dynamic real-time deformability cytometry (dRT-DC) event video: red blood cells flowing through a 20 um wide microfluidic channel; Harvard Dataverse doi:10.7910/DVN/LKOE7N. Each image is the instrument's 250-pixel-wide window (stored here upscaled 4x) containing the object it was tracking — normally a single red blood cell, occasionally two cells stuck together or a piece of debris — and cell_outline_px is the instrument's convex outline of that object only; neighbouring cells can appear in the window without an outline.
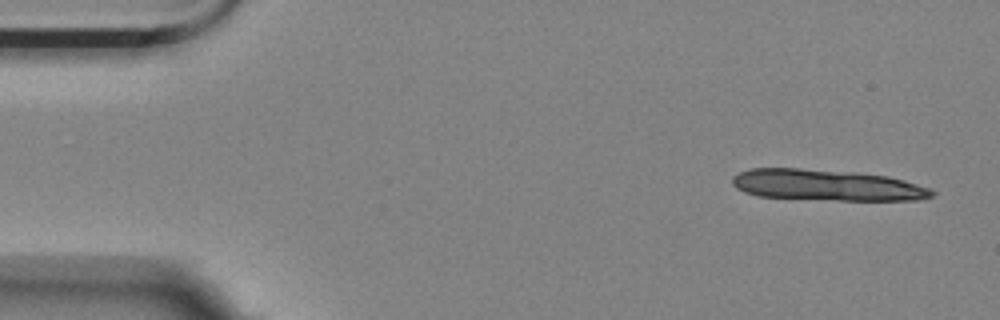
{"species": "Egyptian fruit bat (a non-hibernating species)", "species_latin": "Rousettus aegyptiacus", "temperature_condition": "room temperature", "stored_images_in_passage": 4, "segment_of_instrument_passage": [1, 2], "camera_frame_rate_fps": 3000, "um_per_image_px": 0.085, "animal": {"sex": "female"}, "frame": {"image": 1, "passage_image": 1, "time_ms": 0.0, "image_size_px": [1000, 320], "cell_outline_px": [[936, 192], [932, 196], [920, 200], [840, 200], [756, 196], [744, 192], [736, 188], [732, 184], [732, 176], [740, 172], [752, 168], [800, 168], [856, 172], [888, 176], [904, 180], [932, 188]], "centroid_in_image_um": [70.3, 15.73], "position_along_channel_um": 14.7, "area_um2": 36.36}}